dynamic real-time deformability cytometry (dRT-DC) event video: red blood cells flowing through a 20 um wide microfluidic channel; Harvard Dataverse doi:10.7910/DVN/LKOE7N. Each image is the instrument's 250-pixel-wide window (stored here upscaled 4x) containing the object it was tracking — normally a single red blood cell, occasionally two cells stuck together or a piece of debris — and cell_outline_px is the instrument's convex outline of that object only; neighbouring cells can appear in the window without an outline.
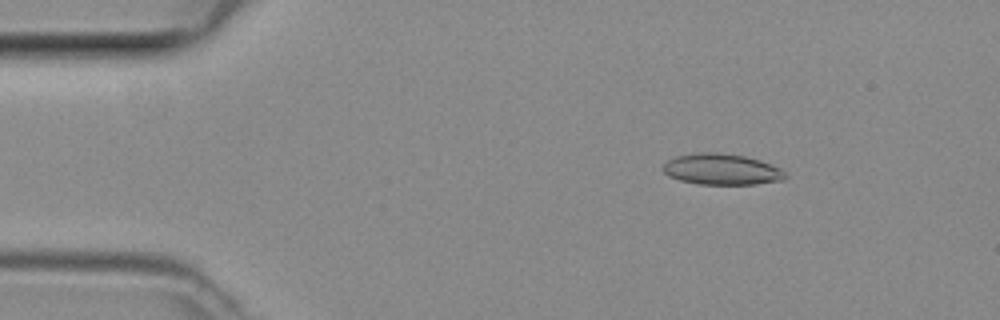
{"species": "common noctule bat (a hibernating species)", "species_latin": "Nyctalus noctula", "temperature_condition": "room temperature", "stored_images_in_passage": 47, "camera_frame_rate_fps": 3000, "um_per_image_px": 0.085, "animal": {"sex": "female", "body_mass_g": 29.2, "forearm_length_mm": 56.3}, "frame": {"image": 1, "passage_image": 6, "time_ms": 1.667, "image_size_px": [1000, 320], "cell_outline_px": [[788, 176], [784, 180], [756, 184], [700, 184], [680, 180], [668, 176], [664, 172], [664, 164], [668, 160], [676, 156], [700, 152], [716, 152], [744, 156], [760, 160], [780, 168]], "centroid_in_image_um": [61.36, 14.39], "position_along_channel_um": 23.6, "area_um2": 22.02}}
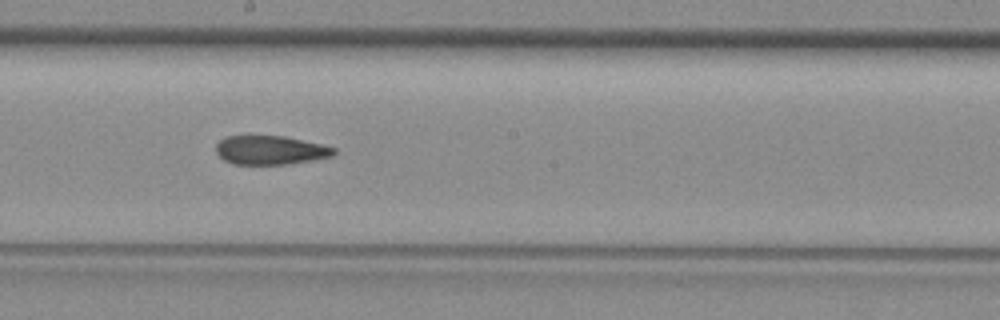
{"frame": {"image": 2, "passage_image": 25, "time_ms": 8.0, "image_size_px": [1000, 320], "cell_outline_px": [[336, 152], [332, 156], [312, 160], [284, 164], [232, 164], [224, 160], [216, 152], [216, 144], [224, 136], [284, 136], [320, 144], [336, 148]], "centroid_in_image_um": [22.95, 12.76], "position_along_channel_um": 225.2, "area_um2": 19.71}}
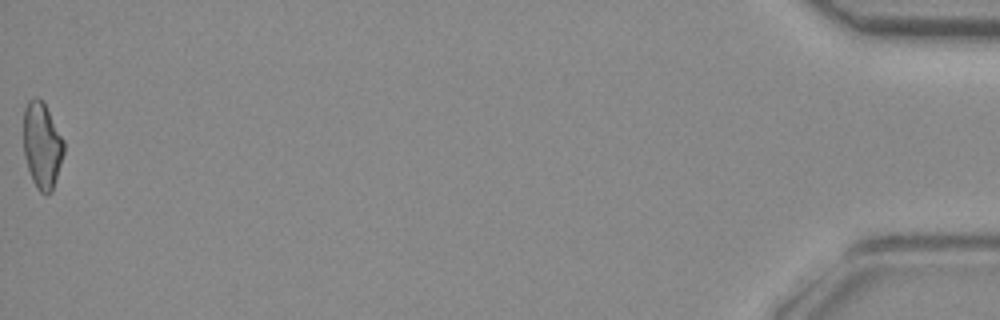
{"frame": {"image": 3, "passage_image": 47, "time_ms": 15.333, "image_size_px": [1000, 320], "cell_outline_px": [[64, 152], [52, 192], [44, 196], [36, 188], [32, 180], [24, 156], [24, 108], [28, 100], [36, 96], [44, 104], [64, 140]], "centroid_in_image_um": [3.57, 12.39], "position_along_channel_um": 431.6, "area_um2": 20.17}}